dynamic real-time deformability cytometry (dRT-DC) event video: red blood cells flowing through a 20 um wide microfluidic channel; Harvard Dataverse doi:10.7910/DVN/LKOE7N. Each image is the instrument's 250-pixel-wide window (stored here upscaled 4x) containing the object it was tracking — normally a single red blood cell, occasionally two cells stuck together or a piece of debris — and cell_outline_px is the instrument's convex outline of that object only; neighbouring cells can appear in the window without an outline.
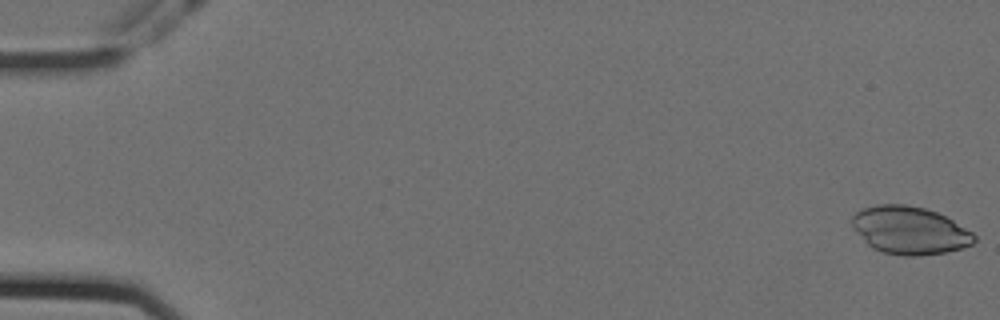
{"species": "Egyptian fruit bat (a non-hibernating species)", "species_latin": "Rousettus aegyptiacus", "temperature_condition": "cold", "stored_images_in_passage": 14, "camera_frame_rate_fps": 3000, "um_per_image_px": 0.085, "animal": {"sex": "female"}, "frame": {"image": 1, "passage_image": 1, "time_ms": 0.0, "image_size_px": [1000, 320], "cell_outline_px": [[976, 240], [972, 244], [964, 248], [944, 252], [920, 256], [904, 256], [884, 252], [872, 248], [864, 240], [852, 224], [852, 216], [856, 212], [864, 208], [876, 204], [904, 204], [924, 208], [936, 212], [952, 220], [972, 232], [976, 236]], "centroid_in_image_um": [77.34, 19.58], "position_along_channel_um": 7.7, "area_um2": 33.76}}